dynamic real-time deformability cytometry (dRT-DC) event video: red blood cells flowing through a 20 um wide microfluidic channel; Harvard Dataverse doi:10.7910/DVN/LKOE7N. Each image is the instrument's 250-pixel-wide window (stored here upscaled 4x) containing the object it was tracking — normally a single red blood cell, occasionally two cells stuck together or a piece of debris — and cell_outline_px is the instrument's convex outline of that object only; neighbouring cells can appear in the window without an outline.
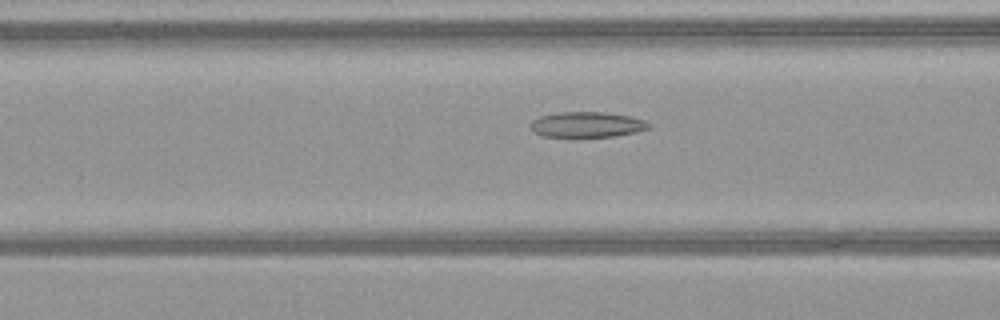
{"species": "common noctule bat (a hibernating species)", "species_latin": "Nyctalus noctula", "temperature_condition": "warm", "stored_images_in_passage": 51, "camera_frame_rate_fps": 3000, "um_per_image_px": 0.085, "animal": {"sex": "female", "body_mass_g": 21.9}, "frame": {"image": 1, "passage_image": 22, "time_ms": 7.0, "image_size_px": [1000, 320], "cell_outline_px": [[652, 128], [636, 132], [616, 136], [544, 136], [532, 132], [528, 124], [532, 120], [540, 116], [556, 112], [604, 112], [632, 116], [644, 120], [652, 124]], "centroid_in_image_um": [49.9, 10.58], "position_along_channel_um": 116.7, "area_um2": 17.74}}
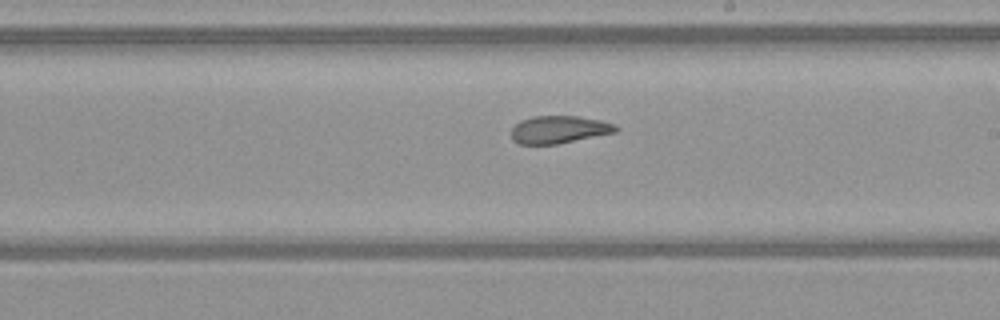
{"frame": {"image": 2, "passage_image": 31, "time_ms": 10.0, "image_size_px": [1000, 320], "cell_outline_px": [[620, 128], [616, 132], [556, 144], [520, 144], [512, 140], [512, 128], [520, 120], [532, 116], [576, 116], [600, 120], [616, 124]], "centroid_in_image_um": [47.52, 11.0], "position_along_channel_um": 241.5, "area_um2": 16.76}}
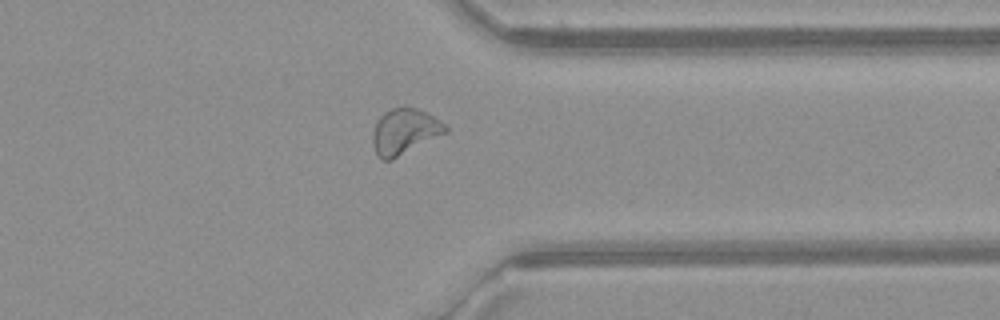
{"frame": {"image": 3, "passage_image": 41, "time_ms": 13.333, "image_size_px": [1000, 320], "cell_outline_px": [[448, 132], [392, 160], [380, 160], [376, 156], [372, 144], [372, 132], [376, 120], [384, 112], [400, 104], [408, 104], [440, 120], [448, 128]], "centroid_in_image_um": [34.34, 11.16], "position_along_channel_um": 377.1, "area_um2": 19.94}, "authors_computed_cell_mechanics": {"area_um2": 19.941, "velocity_mm_per_s": 4.1459, "shape_relaxation_time_tau1_ms": 7.3516, "shape_relaxation_time_tau2_ms": 1.6856, "deformation_change_tau1": 0.1943, "deformation_change_tau2": 0.0955}}